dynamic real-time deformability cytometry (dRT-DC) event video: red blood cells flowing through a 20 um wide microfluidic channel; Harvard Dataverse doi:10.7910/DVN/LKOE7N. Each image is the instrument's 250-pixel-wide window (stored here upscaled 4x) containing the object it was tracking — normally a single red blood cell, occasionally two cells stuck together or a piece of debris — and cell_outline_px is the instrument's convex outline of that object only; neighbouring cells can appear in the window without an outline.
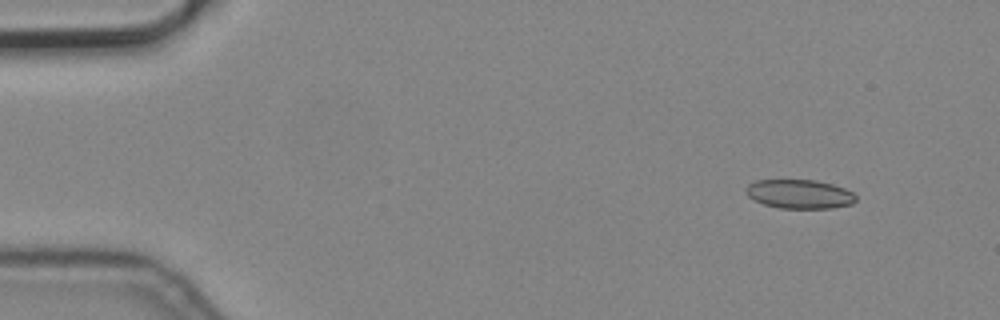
{"species": "common noctule bat (a hibernating species)", "species_latin": "Nyctalus noctula", "temperature_condition": "cold", "stored_images_in_passage": 4, "camera_frame_rate_fps": 3000, "um_per_image_px": 0.085, "animal": {"sex": "male", "body_mass_g": 19.2, "forearm_length_mm": 51.8}, "frame": {"image": 1, "passage_image": 1, "time_ms": 0.0, "image_size_px": [1000, 320], "cell_outline_px": [[856, 200], [852, 204], [832, 208], [780, 208], [764, 204], [748, 196], [744, 188], [748, 184], [756, 180], [816, 180], [832, 184], [844, 188], [852, 192], [856, 196]], "centroid_in_image_um": [67.96, 16.49], "position_along_channel_um": 17.0, "area_um2": 18.55}}
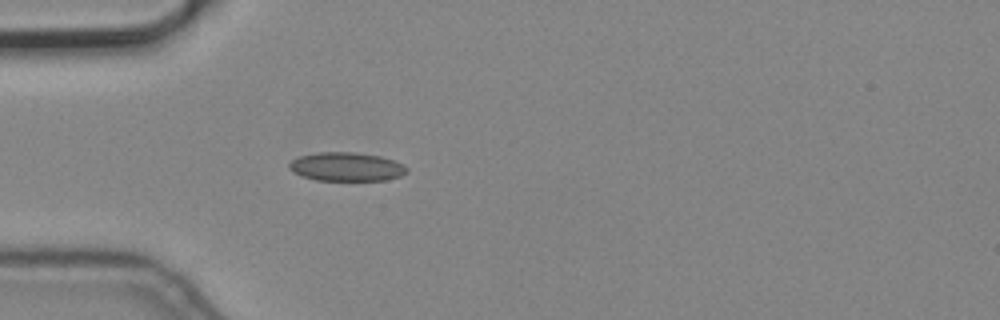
{"frame": {"image": 2, "passage_image": 4, "time_ms": 1.0, "image_size_px": [1000, 320], "cell_outline_px": [[408, 172], [400, 176], [388, 180], [316, 180], [292, 172], [288, 168], [288, 164], [292, 160], [300, 156], [316, 152], [352, 152], [380, 156], [404, 164], [408, 168]], "centroid_in_image_um": [29.45, 14.17], "position_along_channel_um": 55.5, "area_um2": 19.71}}